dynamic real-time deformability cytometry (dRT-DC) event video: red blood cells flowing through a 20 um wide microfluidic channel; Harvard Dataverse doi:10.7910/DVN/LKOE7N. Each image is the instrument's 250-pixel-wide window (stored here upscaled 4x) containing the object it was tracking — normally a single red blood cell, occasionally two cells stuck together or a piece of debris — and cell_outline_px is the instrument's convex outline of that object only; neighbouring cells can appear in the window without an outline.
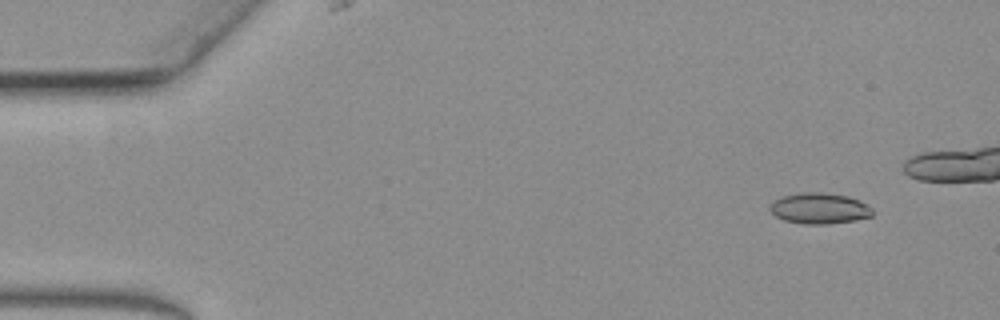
{"species": "common noctule bat (a hibernating species)", "species_latin": "Nyctalus noctula", "temperature_condition": "warm", "stored_images_in_passage": 46, "camera_frame_rate_fps": 3000, "um_per_image_px": 0.085, "animal": {"sex": "female", "body_mass_g": 19.3, "forearm_length_mm": 54.1}, "frame": {"image": 1, "passage_image": 1, "time_ms": 0.0, "image_size_px": [1000, 320], "cell_outline_px": [[872, 216], [856, 220], [828, 224], [804, 224], [784, 220], [776, 216], [768, 208], [776, 200], [784, 196], [800, 192], [816, 192], [848, 196], [860, 200], [872, 208]], "centroid_in_image_um": [69.67, 17.72], "position_along_channel_um": 15.3, "area_um2": 18.32}}
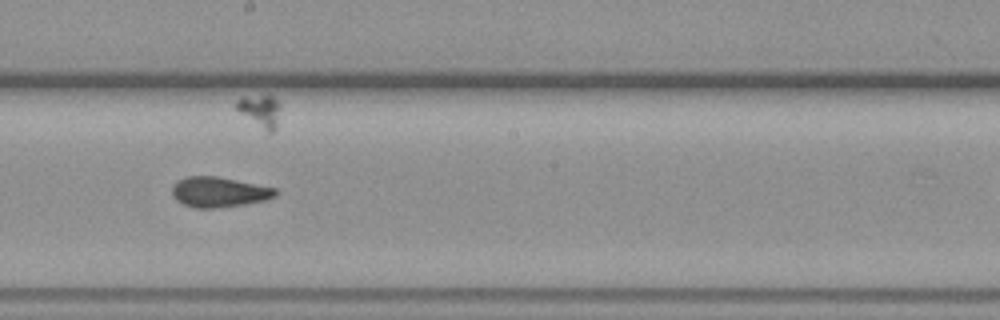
{"frame": {"image": 2, "passage_image": 30, "time_ms": 9.667, "image_size_px": [1000, 320], "cell_outline_px": [[276, 196], [264, 200], [244, 204], [216, 208], [196, 208], [184, 204], [176, 200], [172, 192], [172, 188], [180, 180], [188, 176], [216, 176], [276, 188]], "centroid_in_image_um": [18.62, 16.33], "position_along_channel_um": 229.6, "area_um2": 17.86}}
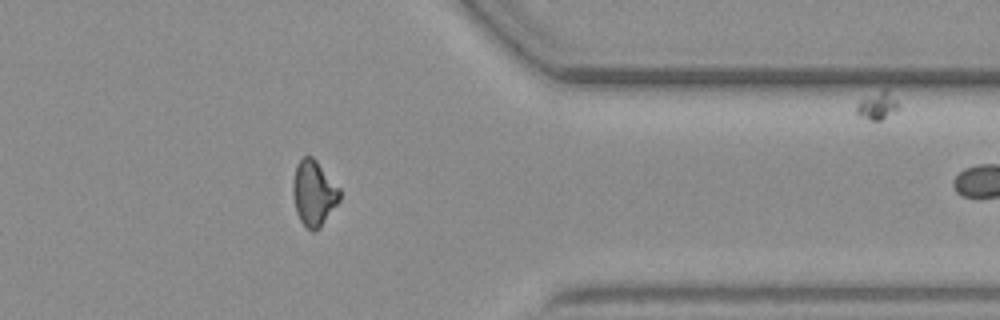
{"frame": {"image": 3, "passage_image": 45, "time_ms": 14.667, "image_size_px": [1000, 320], "cell_outline_px": [[340, 200], [320, 228], [312, 232], [300, 220], [296, 212], [292, 192], [292, 184], [296, 164], [304, 156], [312, 156], [316, 160], [340, 188]], "centroid_in_image_um": [26.67, 16.41], "position_along_channel_um": 384.7, "area_um2": 17.86}}